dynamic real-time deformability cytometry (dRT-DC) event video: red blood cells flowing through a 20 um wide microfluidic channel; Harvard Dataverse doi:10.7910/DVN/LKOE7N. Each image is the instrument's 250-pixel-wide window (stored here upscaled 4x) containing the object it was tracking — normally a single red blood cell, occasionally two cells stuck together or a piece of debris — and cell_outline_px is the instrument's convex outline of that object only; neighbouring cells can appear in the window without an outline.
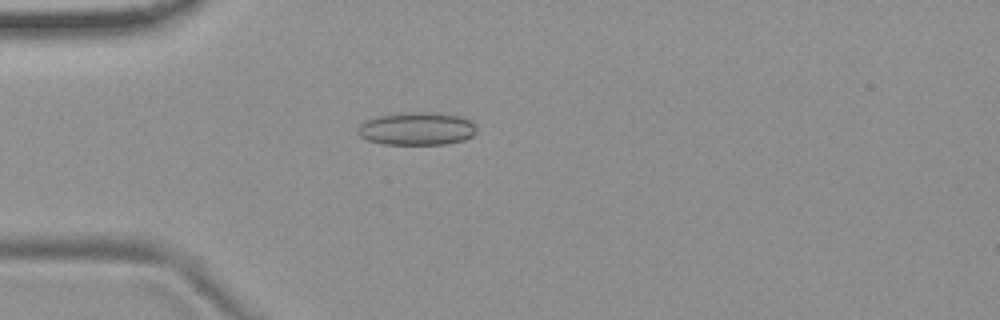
{"species": "common noctule bat (a hibernating species)", "species_latin": "Nyctalus noctula", "temperature_condition": "room temperature", "stored_images_in_passage": 5, "camera_frame_rate_fps": 3000, "um_per_image_px": 0.085, "animal": {"sex": "female", "body_mass_g": 19.9}, "frame": {"image": 1, "passage_image": 5, "time_ms": 4.667, "image_size_px": [1000, 320], "cell_outline_px": [[476, 132], [472, 136], [464, 140], [448, 144], [380, 144], [368, 140], [360, 136], [356, 132], [356, 128], [364, 120], [376, 116], [408, 112], [440, 112], [460, 116], [472, 120], [476, 124]], "centroid_in_image_um": [35.44, 10.93], "position_along_channel_um": 49.6, "area_um2": 23.29}}